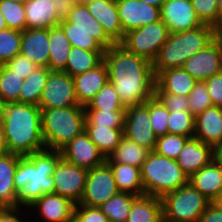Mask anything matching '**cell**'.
Returning <instances> with one entry per match:
<instances>
[{"mask_svg": "<svg viewBox=\"0 0 222 222\" xmlns=\"http://www.w3.org/2000/svg\"><path fill=\"white\" fill-rule=\"evenodd\" d=\"M103 61L108 81L125 108L143 104L154 96L156 77L150 61L127 51L119 43L105 50Z\"/></svg>", "mask_w": 222, "mask_h": 222, "instance_id": "cell-1", "label": "cell"}, {"mask_svg": "<svg viewBox=\"0 0 222 222\" xmlns=\"http://www.w3.org/2000/svg\"><path fill=\"white\" fill-rule=\"evenodd\" d=\"M1 120L8 152L27 156L46 149L38 106L19 102L4 104Z\"/></svg>", "mask_w": 222, "mask_h": 222, "instance_id": "cell-2", "label": "cell"}, {"mask_svg": "<svg viewBox=\"0 0 222 222\" xmlns=\"http://www.w3.org/2000/svg\"><path fill=\"white\" fill-rule=\"evenodd\" d=\"M61 157V151L49 149L19 157L13 178L17 207L28 208L42 195L53 193L52 174Z\"/></svg>", "mask_w": 222, "mask_h": 222, "instance_id": "cell-3", "label": "cell"}, {"mask_svg": "<svg viewBox=\"0 0 222 222\" xmlns=\"http://www.w3.org/2000/svg\"><path fill=\"white\" fill-rule=\"evenodd\" d=\"M214 40V29L203 24L196 29L170 33L153 61L155 77L166 69L182 68L184 62Z\"/></svg>", "mask_w": 222, "mask_h": 222, "instance_id": "cell-4", "label": "cell"}, {"mask_svg": "<svg viewBox=\"0 0 222 222\" xmlns=\"http://www.w3.org/2000/svg\"><path fill=\"white\" fill-rule=\"evenodd\" d=\"M41 128L46 149L61 151L85 130L84 106L42 109Z\"/></svg>", "mask_w": 222, "mask_h": 222, "instance_id": "cell-5", "label": "cell"}, {"mask_svg": "<svg viewBox=\"0 0 222 222\" xmlns=\"http://www.w3.org/2000/svg\"><path fill=\"white\" fill-rule=\"evenodd\" d=\"M144 195L162 197L168 192L175 191L189 183L175 159L159 155L154 151L140 168Z\"/></svg>", "mask_w": 222, "mask_h": 222, "instance_id": "cell-6", "label": "cell"}, {"mask_svg": "<svg viewBox=\"0 0 222 222\" xmlns=\"http://www.w3.org/2000/svg\"><path fill=\"white\" fill-rule=\"evenodd\" d=\"M166 222H199L211 203L190 183L161 197Z\"/></svg>", "mask_w": 222, "mask_h": 222, "instance_id": "cell-7", "label": "cell"}, {"mask_svg": "<svg viewBox=\"0 0 222 222\" xmlns=\"http://www.w3.org/2000/svg\"><path fill=\"white\" fill-rule=\"evenodd\" d=\"M169 34L168 27L160 19L125 33L119 44L127 51L153 63L160 48L167 42Z\"/></svg>", "mask_w": 222, "mask_h": 222, "instance_id": "cell-8", "label": "cell"}, {"mask_svg": "<svg viewBox=\"0 0 222 222\" xmlns=\"http://www.w3.org/2000/svg\"><path fill=\"white\" fill-rule=\"evenodd\" d=\"M87 174V169L78 167L61 157L52 174L53 193L68 198L74 204H79L85 190Z\"/></svg>", "mask_w": 222, "mask_h": 222, "instance_id": "cell-9", "label": "cell"}, {"mask_svg": "<svg viewBox=\"0 0 222 222\" xmlns=\"http://www.w3.org/2000/svg\"><path fill=\"white\" fill-rule=\"evenodd\" d=\"M82 106L77 102L73 77L64 71H50L38 107L53 109Z\"/></svg>", "mask_w": 222, "mask_h": 222, "instance_id": "cell-10", "label": "cell"}, {"mask_svg": "<svg viewBox=\"0 0 222 222\" xmlns=\"http://www.w3.org/2000/svg\"><path fill=\"white\" fill-rule=\"evenodd\" d=\"M119 193L113 172L104 162L102 165L88 170L85 190L79 204L99 207Z\"/></svg>", "mask_w": 222, "mask_h": 222, "instance_id": "cell-11", "label": "cell"}, {"mask_svg": "<svg viewBox=\"0 0 222 222\" xmlns=\"http://www.w3.org/2000/svg\"><path fill=\"white\" fill-rule=\"evenodd\" d=\"M123 135L147 149L154 151L157 136L154 134L148 109V100L126 108Z\"/></svg>", "mask_w": 222, "mask_h": 222, "instance_id": "cell-12", "label": "cell"}, {"mask_svg": "<svg viewBox=\"0 0 222 222\" xmlns=\"http://www.w3.org/2000/svg\"><path fill=\"white\" fill-rule=\"evenodd\" d=\"M160 19L170 33L193 30L203 25L198 19L191 0H166L160 7Z\"/></svg>", "mask_w": 222, "mask_h": 222, "instance_id": "cell-13", "label": "cell"}, {"mask_svg": "<svg viewBox=\"0 0 222 222\" xmlns=\"http://www.w3.org/2000/svg\"><path fill=\"white\" fill-rule=\"evenodd\" d=\"M196 81H205L222 72V50L214 39L204 49L189 57L182 67Z\"/></svg>", "mask_w": 222, "mask_h": 222, "instance_id": "cell-14", "label": "cell"}, {"mask_svg": "<svg viewBox=\"0 0 222 222\" xmlns=\"http://www.w3.org/2000/svg\"><path fill=\"white\" fill-rule=\"evenodd\" d=\"M122 30H131L160 20V8L141 0H116Z\"/></svg>", "mask_w": 222, "mask_h": 222, "instance_id": "cell-15", "label": "cell"}, {"mask_svg": "<svg viewBox=\"0 0 222 222\" xmlns=\"http://www.w3.org/2000/svg\"><path fill=\"white\" fill-rule=\"evenodd\" d=\"M61 154L66 161L87 170L100 166L105 162V157L85 131L70 141L61 150Z\"/></svg>", "mask_w": 222, "mask_h": 222, "instance_id": "cell-16", "label": "cell"}, {"mask_svg": "<svg viewBox=\"0 0 222 222\" xmlns=\"http://www.w3.org/2000/svg\"><path fill=\"white\" fill-rule=\"evenodd\" d=\"M59 26L63 30H82L96 39L105 49L110 48L115 43L106 35L103 27L89 13L85 4L77 3L69 13L68 17L61 20Z\"/></svg>", "mask_w": 222, "mask_h": 222, "instance_id": "cell-17", "label": "cell"}, {"mask_svg": "<svg viewBox=\"0 0 222 222\" xmlns=\"http://www.w3.org/2000/svg\"><path fill=\"white\" fill-rule=\"evenodd\" d=\"M89 13L103 27L106 35L115 43L123 40L124 32L120 23L116 0H93L85 3Z\"/></svg>", "mask_w": 222, "mask_h": 222, "instance_id": "cell-18", "label": "cell"}, {"mask_svg": "<svg viewBox=\"0 0 222 222\" xmlns=\"http://www.w3.org/2000/svg\"><path fill=\"white\" fill-rule=\"evenodd\" d=\"M214 160V148L199 139L189 138L183 146L176 162L190 178Z\"/></svg>", "mask_w": 222, "mask_h": 222, "instance_id": "cell-19", "label": "cell"}, {"mask_svg": "<svg viewBox=\"0 0 222 222\" xmlns=\"http://www.w3.org/2000/svg\"><path fill=\"white\" fill-rule=\"evenodd\" d=\"M37 208L46 222H73L75 204L68 198L49 193L37 199L29 209Z\"/></svg>", "mask_w": 222, "mask_h": 222, "instance_id": "cell-20", "label": "cell"}, {"mask_svg": "<svg viewBox=\"0 0 222 222\" xmlns=\"http://www.w3.org/2000/svg\"><path fill=\"white\" fill-rule=\"evenodd\" d=\"M20 54L38 67L49 68V29H25L22 31Z\"/></svg>", "mask_w": 222, "mask_h": 222, "instance_id": "cell-21", "label": "cell"}, {"mask_svg": "<svg viewBox=\"0 0 222 222\" xmlns=\"http://www.w3.org/2000/svg\"><path fill=\"white\" fill-rule=\"evenodd\" d=\"M194 138L213 148L222 144V108L211 106L195 116Z\"/></svg>", "mask_w": 222, "mask_h": 222, "instance_id": "cell-22", "label": "cell"}, {"mask_svg": "<svg viewBox=\"0 0 222 222\" xmlns=\"http://www.w3.org/2000/svg\"><path fill=\"white\" fill-rule=\"evenodd\" d=\"M75 94L79 105L89 101L108 82V71L104 61L96 68L73 77Z\"/></svg>", "mask_w": 222, "mask_h": 222, "instance_id": "cell-23", "label": "cell"}, {"mask_svg": "<svg viewBox=\"0 0 222 222\" xmlns=\"http://www.w3.org/2000/svg\"><path fill=\"white\" fill-rule=\"evenodd\" d=\"M189 183L211 203L216 202L222 196V167L213 160L193 174Z\"/></svg>", "mask_w": 222, "mask_h": 222, "instance_id": "cell-24", "label": "cell"}, {"mask_svg": "<svg viewBox=\"0 0 222 222\" xmlns=\"http://www.w3.org/2000/svg\"><path fill=\"white\" fill-rule=\"evenodd\" d=\"M196 82L183 68L166 69L156 76L155 93L189 96Z\"/></svg>", "mask_w": 222, "mask_h": 222, "instance_id": "cell-25", "label": "cell"}, {"mask_svg": "<svg viewBox=\"0 0 222 222\" xmlns=\"http://www.w3.org/2000/svg\"><path fill=\"white\" fill-rule=\"evenodd\" d=\"M20 155L10 152L0 156V208L17 207V191L14 186V173Z\"/></svg>", "mask_w": 222, "mask_h": 222, "instance_id": "cell-26", "label": "cell"}, {"mask_svg": "<svg viewBox=\"0 0 222 222\" xmlns=\"http://www.w3.org/2000/svg\"><path fill=\"white\" fill-rule=\"evenodd\" d=\"M53 0H28L24 4L26 29H49L58 26Z\"/></svg>", "mask_w": 222, "mask_h": 222, "instance_id": "cell-27", "label": "cell"}, {"mask_svg": "<svg viewBox=\"0 0 222 222\" xmlns=\"http://www.w3.org/2000/svg\"><path fill=\"white\" fill-rule=\"evenodd\" d=\"M161 197L143 195L133 203L126 222H163Z\"/></svg>", "mask_w": 222, "mask_h": 222, "instance_id": "cell-28", "label": "cell"}, {"mask_svg": "<svg viewBox=\"0 0 222 222\" xmlns=\"http://www.w3.org/2000/svg\"><path fill=\"white\" fill-rule=\"evenodd\" d=\"M151 150L123 136L117 148L105 159L106 163H120L141 168Z\"/></svg>", "mask_w": 222, "mask_h": 222, "instance_id": "cell-29", "label": "cell"}, {"mask_svg": "<svg viewBox=\"0 0 222 222\" xmlns=\"http://www.w3.org/2000/svg\"><path fill=\"white\" fill-rule=\"evenodd\" d=\"M105 51H89L71 47L64 72L72 77L85 73L103 62Z\"/></svg>", "mask_w": 222, "mask_h": 222, "instance_id": "cell-30", "label": "cell"}, {"mask_svg": "<svg viewBox=\"0 0 222 222\" xmlns=\"http://www.w3.org/2000/svg\"><path fill=\"white\" fill-rule=\"evenodd\" d=\"M114 175L119 192H128L137 196L144 195L140 168L120 163H107Z\"/></svg>", "mask_w": 222, "mask_h": 222, "instance_id": "cell-31", "label": "cell"}, {"mask_svg": "<svg viewBox=\"0 0 222 222\" xmlns=\"http://www.w3.org/2000/svg\"><path fill=\"white\" fill-rule=\"evenodd\" d=\"M71 47L59 25L49 28V69L51 71L65 70Z\"/></svg>", "mask_w": 222, "mask_h": 222, "instance_id": "cell-32", "label": "cell"}, {"mask_svg": "<svg viewBox=\"0 0 222 222\" xmlns=\"http://www.w3.org/2000/svg\"><path fill=\"white\" fill-rule=\"evenodd\" d=\"M50 71L49 68L38 67L24 79L19 93V103L39 105Z\"/></svg>", "mask_w": 222, "mask_h": 222, "instance_id": "cell-33", "label": "cell"}, {"mask_svg": "<svg viewBox=\"0 0 222 222\" xmlns=\"http://www.w3.org/2000/svg\"><path fill=\"white\" fill-rule=\"evenodd\" d=\"M124 128L85 127V132L95 143L100 153L106 158L117 148Z\"/></svg>", "mask_w": 222, "mask_h": 222, "instance_id": "cell-34", "label": "cell"}, {"mask_svg": "<svg viewBox=\"0 0 222 222\" xmlns=\"http://www.w3.org/2000/svg\"><path fill=\"white\" fill-rule=\"evenodd\" d=\"M138 197L128 192H119L99 208L108 217L109 222H126L132 203Z\"/></svg>", "mask_w": 222, "mask_h": 222, "instance_id": "cell-35", "label": "cell"}, {"mask_svg": "<svg viewBox=\"0 0 222 222\" xmlns=\"http://www.w3.org/2000/svg\"><path fill=\"white\" fill-rule=\"evenodd\" d=\"M23 82V77L10 70L5 64L0 65V102L2 105L19 102Z\"/></svg>", "mask_w": 222, "mask_h": 222, "instance_id": "cell-36", "label": "cell"}, {"mask_svg": "<svg viewBox=\"0 0 222 222\" xmlns=\"http://www.w3.org/2000/svg\"><path fill=\"white\" fill-rule=\"evenodd\" d=\"M85 110L126 111L114 86L109 81L84 106Z\"/></svg>", "mask_w": 222, "mask_h": 222, "instance_id": "cell-37", "label": "cell"}, {"mask_svg": "<svg viewBox=\"0 0 222 222\" xmlns=\"http://www.w3.org/2000/svg\"><path fill=\"white\" fill-rule=\"evenodd\" d=\"M125 111L85 110V127L124 128Z\"/></svg>", "mask_w": 222, "mask_h": 222, "instance_id": "cell-38", "label": "cell"}, {"mask_svg": "<svg viewBox=\"0 0 222 222\" xmlns=\"http://www.w3.org/2000/svg\"><path fill=\"white\" fill-rule=\"evenodd\" d=\"M168 133L193 138L195 134V116L190 111H169Z\"/></svg>", "mask_w": 222, "mask_h": 222, "instance_id": "cell-39", "label": "cell"}, {"mask_svg": "<svg viewBox=\"0 0 222 222\" xmlns=\"http://www.w3.org/2000/svg\"><path fill=\"white\" fill-rule=\"evenodd\" d=\"M22 31L7 28L0 31V64L20 54Z\"/></svg>", "mask_w": 222, "mask_h": 222, "instance_id": "cell-40", "label": "cell"}, {"mask_svg": "<svg viewBox=\"0 0 222 222\" xmlns=\"http://www.w3.org/2000/svg\"><path fill=\"white\" fill-rule=\"evenodd\" d=\"M0 11L8 28L19 31L26 29L24 4L11 0H0Z\"/></svg>", "mask_w": 222, "mask_h": 222, "instance_id": "cell-41", "label": "cell"}, {"mask_svg": "<svg viewBox=\"0 0 222 222\" xmlns=\"http://www.w3.org/2000/svg\"><path fill=\"white\" fill-rule=\"evenodd\" d=\"M148 109L154 134L157 137L168 134L169 110L155 95L148 99Z\"/></svg>", "mask_w": 222, "mask_h": 222, "instance_id": "cell-42", "label": "cell"}, {"mask_svg": "<svg viewBox=\"0 0 222 222\" xmlns=\"http://www.w3.org/2000/svg\"><path fill=\"white\" fill-rule=\"evenodd\" d=\"M188 139L189 137L169 133L159 136L157 137L154 152L176 160Z\"/></svg>", "mask_w": 222, "mask_h": 222, "instance_id": "cell-43", "label": "cell"}, {"mask_svg": "<svg viewBox=\"0 0 222 222\" xmlns=\"http://www.w3.org/2000/svg\"><path fill=\"white\" fill-rule=\"evenodd\" d=\"M190 112L196 116L207 108L213 106L205 81H197L188 96Z\"/></svg>", "mask_w": 222, "mask_h": 222, "instance_id": "cell-44", "label": "cell"}, {"mask_svg": "<svg viewBox=\"0 0 222 222\" xmlns=\"http://www.w3.org/2000/svg\"><path fill=\"white\" fill-rule=\"evenodd\" d=\"M72 47L89 51H105L106 49L87 32L82 30H63Z\"/></svg>", "mask_w": 222, "mask_h": 222, "instance_id": "cell-45", "label": "cell"}, {"mask_svg": "<svg viewBox=\"0 0 222 222\" xmlns=\"http://www.w3.org/2000/svg\"><path fill=\"white\" fill-rule=\"evenodd\" d=\"M191 2L200 22L214 27L217 19L218 0H191Z\"/></svg>", "mask_w": 222, "mask_h": 222, "instance_id": "cell-46", "label": "cell"}, {"mask_svg": "<svg viewBox=\"0 0 222 222\" xmlns=\"http://www.w3.org/2000/svg\"><path fill=\"white\" fill-rule=\"evenodd\" d=\"M73 222H109L99 207L75 204Z\"/></svg>", "mask_w": 222, "mask_h": 222, "instance_id": "cell-47", "label": "cell"}, {"mask_svg": "<svg viewBox=\"0 0 222 222\" xmlns=\"http://www.w3.org/2000/svg\"><path fill=\"white\" fill-rule=\"evenodd\" d=\"M154 95L169 111H190L188 105V96H180L171 93H154Z\"/></svg>", "mask_w": 222, "mask_h": 222, "instance_id": "cell-48", "label": "cell"}, {"mask_svg": "<svg viewBox=\"0 0 222 222\" xmlns=\"http://www.w3.org/2000/svg\"><path fill=\"white\" fill-rule=\"evenodd\" d=\"M5 65L24 79L38 68L37 64L21 54L16 55L13 59L6 62Z\"/></svg>", "mask_w": 222, "mask_h": 222, "instance_id": "cell-49", "label": "cell"}, {"mask_svg": "<svg viewBox=\"0 0 222 222\" xmlns=\"http://www.w3.org/2000/svg\"><path fill=\"white\" fill-rule=\"evenodd\" d=\"M213 106L222 108V72L205 80Z\"/></svg>", "mask_w": 222, "mask_h": 222, "instance_id": "cell-50", "label": "cell"}, {"mask_svg": "<svg viewBox=\"0 0 222 222\" xmlns=\"http://www.w3.org/2000/svg\"><path fill=\"white\" fill-rule=\"evenodd\" d=\"M53 3L56 16L61 21L68 17L78 2L77 0H53Z\"/></svg>", "mask_w": 222, "mask_h": 222, "instance_id": "cell-51", "label": "cell"}, {"mask_svg": "<svg viewBox=\"0 0 222 222\" xmlns=\"http://www.w3.org/2000/svg\"><path fill=\"white\" fill-rule=\"evenodd\" d=\"M199 222H222V209L215 203H210L200 217Z\"/></svg>", "mask_w": 222, "mask_h": 222, "instance_id": "cell-52", "label": "cell"}, {"mask_svg": "<svg viewBox=\"0 0 222 222\" xmlns=\"http://www.w3.org/2000/svg\"><path fill=\"white\" fill-rule=\"evenodd\" d=\"M19 209L21 208H0V222H24L19 217L22 214Z\"/></svg>", "mask_w": 222, "mask_h": 222, "instance_id": "cell-53", "label": "cell"}, {"mask_svg": "<svg viewBox=\"0 0 222 222\" xmlns=\"http://www.w3.org/2000/svg\"><path fill=\"white\" fill-rule=\"evenodd\" d=\"M7 152L8 151L6 148V140H5L3 124H2V120L0 119V156L4 155Z\"/></svg>", "mask_w": 222, "mask_h": 222, "instance_id": "cell-54", "label": "cell"}, {"mask_svg": "<svg viewBox=\"0 0 222 222\" xmlns=\"http://www.w3.org/2000/svg\"><path fill=\"white\" fill-rule=\"evenodd\" d=\"M213 28H222V0L217 2V19L216 25Z\"/></svg>", "mask_w": 222, "mask_h": 222, "instance_id": "cell-55", "label": "cell"}, {"mask_svg": "<svg viewBox=\"0 0 222 222\" xmlns=\"http://www.w3.org/2000/svg\"><path fill=\"white\" fill-rule=\"evenodd\" d=\"M214 160L222 167V144L214 147Z\"/></svg>", "mask_w": 222, "mask_h": 222, "instance_id": "cell-56", "label": "cell"}, {"mask_svg": "<svg viewBox=\"0 0 222 222\" xmlns=\"http://www.w3.org/2000/svg\"><path fill=\"white\" fill-rule=\"evenodd\" d=\"M214 29V39L219 43L222 50V28H213Z\"/></svg>", "mask_w": 222, "mask_h": 222, "instance_id": "cell-57", "label": "cell"}, {"mask_svg": "<svg viewBox=\"0 0 222 222\" xmlns=\"http://www.w3.org/2000/svg\"><path fill=\"white\" fill-rule=\"evenodd\" d=\"M144 3L153 5L155 7H161V5L166 1V0H141Z\"/></svg>", "mask_w": 222, "mask_h": 222, "instance_id": "cell-58", "label": "cell"}, {"mask_svg": "<svg viewBox=\"0 0 222 222\" xmlns=\"http://www.w3.org/2000/svg\"><path fill=\"white\" fill-rule=\"evenodd\" d=\"M7 28L8 27L5 23L4 16H3L2 12L0 11V31L5 30Z\"/></svg>", "mask_w": 222, "mask_h": 222, "instance_id": "cell-59", "label": "cell"}, {"mask_svg": "<svg viewBox=\"0 0 222 222\" xmlns=\"http://www.w3.org/2000/svg\"><path fill=\"white\" fill-rule=\"evenodd\" d=\"M215 203L222 209V196Z\"/></svg>", "mask_w": 222, "mask_h": 222, "instance_id": "cell-60", "label": "cell"}, {"mask_svg": "<svg viewBox=\"0 0 222 222\" xmlns=\"http://www.w3.org/2000/svg\"><path fill=\"white\" fill-rule=\"evenodd\" d=\"M20 4H25L28 0H11Z\"/></svg>", "mask_w": 222, "mask_h": 222, "instance_id": "cell-61", "label": "cell"}, {"mask_svg": "<svg viewBox=\"0 0 222 222\" xmlns=\"http://www.w3.org/2000/svg\"><path fill=\"white\" fill-rule=\"evenodd\" d=\"M90 1H93V0H77V2L81 3V4H85V3L90 2Z\"/></svg>", "mask_w": 222, "mask_h": 222, "instance_id": "cell-62", "label": "cell"}, {"mask_svg": "<svg viewBox=\"0 0 222 222\" xmlns=\"http://www.w3.org/2000/svg\"><path fill=\"white\" fill-rule=\"evenodd\" d=\"M1 114H2V104L0 102V119H1Z\"/></svg>", "mask_w": 222, "mask_h": 222, "instance_id": "cell-63", "label": "cell"}]
</instances>
